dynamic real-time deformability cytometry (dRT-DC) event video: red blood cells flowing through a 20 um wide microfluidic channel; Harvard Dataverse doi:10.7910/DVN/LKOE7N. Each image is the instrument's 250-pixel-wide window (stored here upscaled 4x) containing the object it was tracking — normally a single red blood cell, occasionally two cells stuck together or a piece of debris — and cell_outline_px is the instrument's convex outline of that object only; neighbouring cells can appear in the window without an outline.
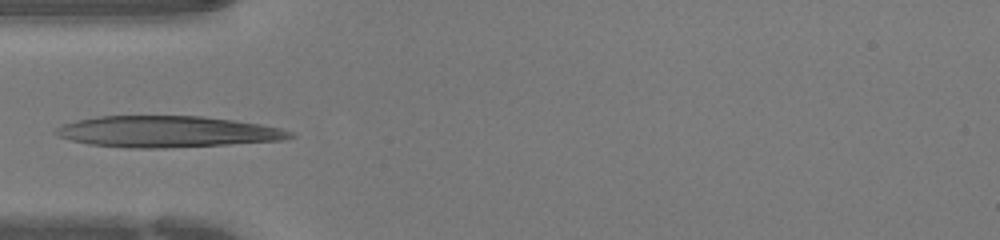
{"species": "human", "species_latin": "Homo sapiens", "temperature_condition": "warm", "stored_images_in_passage": 30, "camera_frame_rate_fps": 3000, "um_per_image_px": 0.085, "donor": {"sex": "female"}, "frame": {"image": 1, "passage_image": 1, "time_ms": 0.0, "image_size_px": [1000, 240], "cell_outline_px": [[296, 136], [280, 140], [228, 144], [164, 148], [128, 148], [88, 144], [56, 136], [52, 132], [56, 128], [64, 124], [76, 120], [100, 116], [200, 116], [232, 120], [260, 124], [280, 128], [292, 132]], "centroid_in_image_um": [14.16, 11.19], "position_along_channel_um": 70.8, "area_um2": 42.54}}
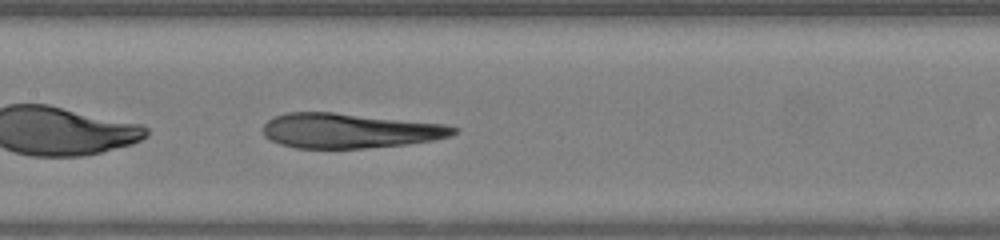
{"frame": {"image": 2, "passage_image": 8, "time_ms": 2.333, "image_size_px": [1000, 240], "cell_outline_px": [[460, 128], [452, 136], [432, 140], [408, 144], [364, 148], [296, 148], [280, 144], [264, 136], [264, 124], [268, 120], [276, 116], [288, 112], [332, 112], [444, 124]], "centroid_in_image_um": [29.73, 11.11], "position_along_channel_um": 177.7, "area_um2": 38.49}}
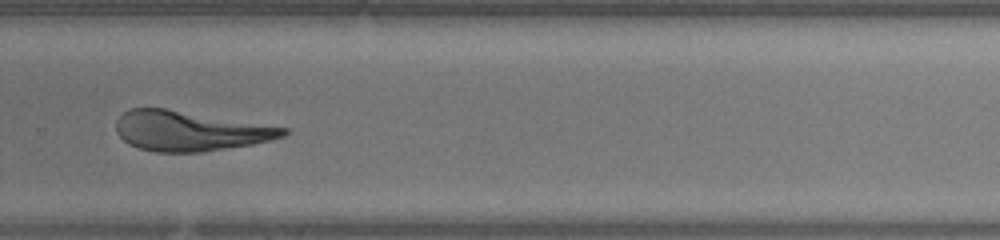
{"frame": {"image": 3, "passage_image": 17, "time_ms": 5.333, "image_size_px": [1000, 240], "cell_outline_px": [[288, 132], [284, 136], [252, 144], [204, 152], [156, 152], [140, 148], [128, 144], [116, 132], [116, 120], [124, 112], [132, 108], [164, 108], [288, 128]], "centroid_in_image_um": [16.1, 11.13], "position_along_channel_um": 313.7, "area_um2": 38.49}}